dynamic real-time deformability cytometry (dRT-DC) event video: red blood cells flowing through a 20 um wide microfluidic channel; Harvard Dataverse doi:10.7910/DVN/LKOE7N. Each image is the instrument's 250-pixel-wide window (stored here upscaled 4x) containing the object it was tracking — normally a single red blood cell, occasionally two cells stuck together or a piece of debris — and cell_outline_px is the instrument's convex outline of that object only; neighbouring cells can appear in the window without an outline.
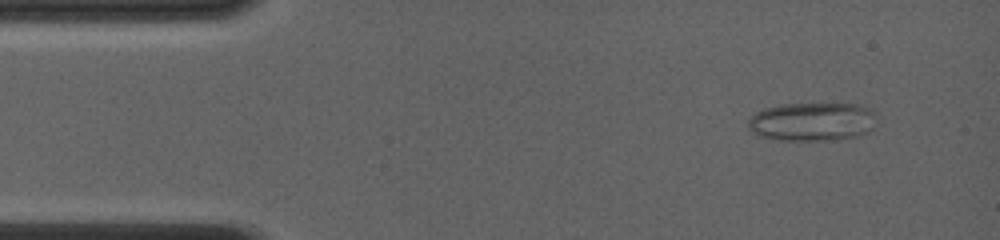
{"species": "common noctule bat (a hibernating species)", "species_latin": "Nyctalus noctula", "temperature_condition": "room temperature", "stored_images_in_passage": 9, "camera_frame_rate_fps": 4000, "um_per_image_px": 0.085, "animal": {"sex": "female", "body_mass_g": 19.0, "forearm_length_mm": 56.7}, "frame": {"image": 1, "passage_image": 2, "time_ms": 0.75, "image_size_px": [1000, 240], "cell_outline_px": [[872, 128], [868, 132], [856, 136], [836, 140], [776, 140], [756, 136], [748, 128], [748, 120], [756, 112], [764, 108], [780, 104], [860, 104], [868, 108], [872, 112]], "centroid_in_image_um": [68.95, 10.35], "position_along_channel_um": 16.0, "area_um2": 28.84}}
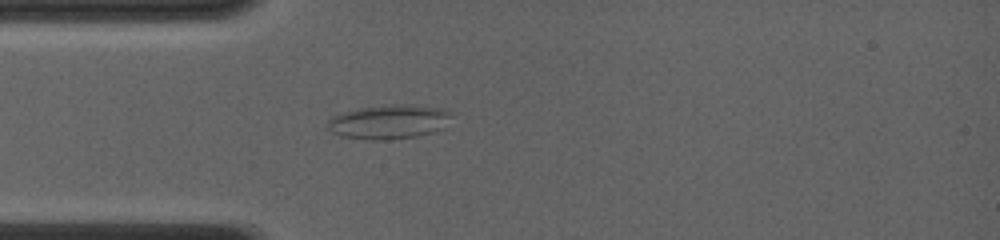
{"frame": {"image": 2, "passage_image": 7, "time_ms": 3.5, "image_size_px": [1000, 240], "cell_outline_px": [[456, 112], [444, 128], [432, 132], [416, 136], [388, 140], [372, 140], [340, 136], [332, 132], [328, 128], [328, 120], [332, 116], [344, 112], [360, 108], [384, 104], [408, 104], [440, 108]], "centroid_in_image_um": [33.11, 10.34], "position_along_channel_um": 51.9, "area_um2": 25.03}}